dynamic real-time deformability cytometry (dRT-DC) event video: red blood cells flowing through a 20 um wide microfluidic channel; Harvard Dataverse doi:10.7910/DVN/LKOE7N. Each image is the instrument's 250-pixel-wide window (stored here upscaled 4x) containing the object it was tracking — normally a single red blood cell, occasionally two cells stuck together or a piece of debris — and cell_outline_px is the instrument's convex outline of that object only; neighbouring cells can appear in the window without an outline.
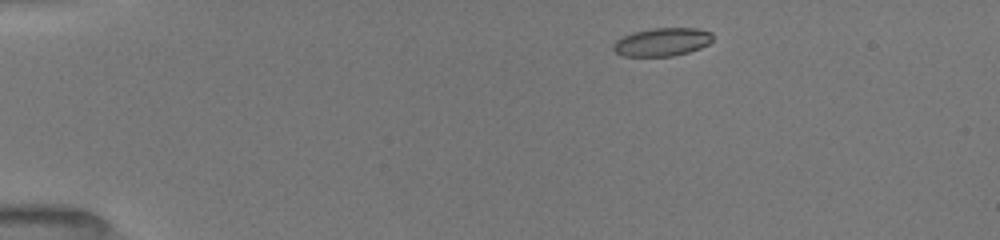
{"species": "common noctule bat (a hibernating species)", "species_latin": "Nyctalus noctula", "temperature_condition": "room temperature", "stored_images_in_passage": 19, "camera_frame_rate_fps": 3000, "um_per_image_px": 0.085, "animal": {"sex": "female", "body_mass_g": 19.5, "forearm_length_mm": 54.1}, "frame": {"image": 1, "passage_image": 3, "time_ms": 1.0, "image_size_px": [1000, 240], "cell_outline_px": [[712, 40], [708, 44], [700, 48], [688, 52], [672, 56], [624, 56], [616, 52], [612, 48], [612, 44], [616, 40], [632, 32], [652, 28], [696, 28], [712, 32]], "centroid_in_image_um": [56.27, 3.56], "position_along_channel_um": 28.7, "area_um2": 16.36}}
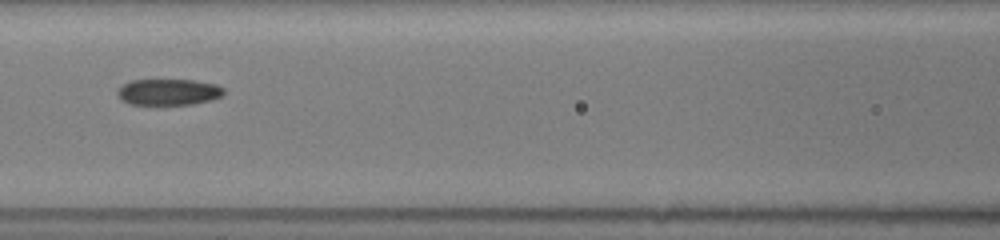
{"frame": {"image": 2, "passage_image": 13, "time_ms": 6.0, "image_size_px": [1000, 240], "cell_outline_px": [[224, 96], [212, 100], [192, 104], [160, 108], [128, 104], [120, 100], [116, 92], [124, 84], [132, 80], [192, 80], [216, 84], [224, 88]], "centroid_in_image_um": [14.3, 7.89], "position_along_channel_um": 152.3, "area_um2": 17.22}}
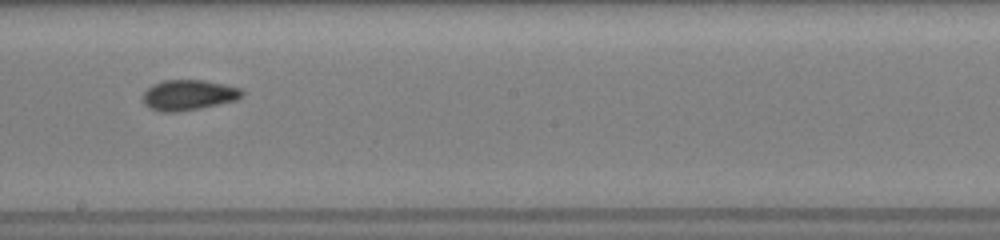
{"frame": {"image": 3, "passage_image": 17, "time_ms": 8.0, "image_size_px": [1000, 240], "cell_outline_px": [[244, 92], [236, 100], [200, 108], [176, 112], [160, 112], [148, 108], [144, 104], [144, 92], [152, 84], [164, 80], [204, 80], [224, 84], [240, 88]], "centroid_in_image_um": [15.99, 8.08], "position_along_channel_um": 232.2, "area_um2": 17.51}}